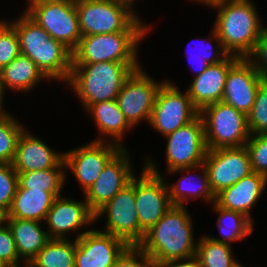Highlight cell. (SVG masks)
Listing matches in <instances>:
<instances>
[{"label":"cell","mask_w":267,"mask_h":267,"mask_svg":"<svg viewBox=\"0 0 267 267\" xmlns=\"http://www.w3.org/2000/svg\"><path fill=\"white\" fill-rule=\"evenodd\" d=\"M55 197L44 190L24 189L19 184L8 211V218L43 222Z\"/></svg>","instance_id":"obj_27"},{"label":"cell","mask_w":267,"mask_h":267,"mask_svg":"<svg viewBox=\"0 0 267 267\" xmlns=\"http://www.w3.org/2000/svg\"><path fill=\"white\" fill-rule=\"evenodd\" d=\"M240 262H241V261H239L234 267H245V266H243Z\"/></svg>","instance_id":"obj_47"},{"label":"cell","mask_w":267,"mask_h":267,"mask_svg":"<svg viewBox=\"0 0 267 267\" xmlns=\"http://www.w3.org/2000/svg\"><path fill=\"white\" fill-rule=\"evenodd\" d=\"M113 267H154L152 259L139 247L129 246Z\"/></svg>","instance_id":"obj_39"},{"label":"cell","mask_w":267,"mask_h":267,"mask_svg":"<svg viewBox=\"0 0 267 267\" xmlns=\"http://www.w3.org/2000/svg\"><path fill=\"white\" fill-rule=\"evenodd\" d=\"M247 123L250 135L267 134V79L260 83Z\"/></svg>","instance_id":"obj_34"},{"label":"cell","mask_w":267,"mask_h":267,"mask_svg":"<svg viewBox=\"0 0 267 267\" xmlns=\"http://www.w3.org/2000/svg\"><path fill=\"white\" fill-rule=\"evenodd\" d=\"M12 165L17 173L66 167L64 152L53 150L38 135L28 131V128L19 136Z\"/></svg>","instance_id":"obj_20"},{"label":"cell","mask_w":267,"mask_h":267,"mask_svg":"<svg viewBox=\"0 0 267 267\" xmlns=\"http://www.w3.org/2000/svg\"><path fill=\"white\" fill-rule=\"evenodd\" d=\"M213 210L218 213L216 224L221 234L220 237L209 236L214 241L229 244L242 241L252 234L254 222L241 212L228 210L213 203Z\"/></svg>","instance_id":"obj_28"},{"label":"cell","mask_w":267,"mask_h":267,"mask_svg":"<svg viewBox=\"0 0 267 267\" xmlns=\"http://www.w3.org/2000/svg\"><path fill=\"white\" fill-rule=\"evenodd\" d=\"M21 54L15 28L3 18L0 20V70Z\"/></svg>","instance_id":"obj_35"},{"label":"cell","mask_w":267,"mask_h":267,"mask_svg":"<svg viewBox=\"0 0 267 267\" xmlns=\"http://www.w3.org/2000/svg\"><path fill=\"white\" fill-rule=\"evenodd\" d=\"M193 219L186 206H172L145 233L138 245L153 261L154 267L170 260L195 257L198 239Z\"/></svg>","instance_id":"obj_1"},{"label":"cell","mask_w":267,"mask_h":267,"mask_svg":"<svg viewBox=\"0 0 267 267\" xmlns=\"http://www.w3.org/2000/svg\"><path fill=\"white\" fill-rule=\"evenodd\" d=\"M85 111L91 115L99 132V137L93 141H110L125 148L123 139L133 127L125 119L116 99L90 105Z\"/></svg>","instance_id":"obj_24"},{"label":"cell","mask_w":267,"mask_h":267,"mask_svg":"<svg viewBox=\"0 0 267 267\" xmlns=\"http://www.w3.org/2000/svg\"><path fill=\"white\" fill-rule=\"evenodd\" d=\"M24 11L51 38L73 52L82 37L75 0H28Z\"/></svg>","instance_id":"obj_9"},{"label":"cell","mask_w":267,"mask_h":267,"mask_svg":"<svg viewBox=\"0 0 267 267\" xmlns=\"http://www.w3.org/2000/svg\"><path fill=\"white\" fill-rule=\"evenodd\" d=\"M203 165L214 195L253 172L245 146L207 150Z\"/></svg>","instance_id":"obj_15"},{"label":"cell","mask_w":267,"mask_h":267,"mask_svg":"<svg viewBox=\"0 0 267 267\" xmlns=\"http://www.w3.org/2000/svg\"><path fill=\"white\" fill-rule=\"evenodd\" d=\"M8 22L15 28L21 54L29 57L49 80L67 83L72 68V52L24 11Z\"/></svg>","instance_id":"obj_3"},{"label":"cell","mask_w":267,"mask_h":267,"mask_svg":"<svg viewBox=\"0 0 267 267\" xmlns=\"http://www.w3.org/2000/svg\"><path fill=\"white\" fill-rule=\"evenodd\" d=\"M129 245L93 228L76 240L75 267H113Z\"/></svg>","instance_id":"obj_18"},{"label":"cell","mask_w":267,"mask_h":267,"mask_svg":"<svg viewBox=\"0 0 267 267\" xmlns=\"http://www.w3.org/2000/svg\"><path fill=\"white\" fill-rule=\"evenodd\" d=\"M253 172L267 177V134H252L245 144Z\"/></svg>","instance_id":"obj_36"},{"label":"cell","mask_w":267,"mask_h":267,"mask_svg":"<svg viewBox=\"0 0 267 267\" xmlns=\"http://www.w3.org/2000/svg\"><path fill=\"white\" fill-rule=\"evenodd\" d=\"M263 80L262 75L247 58H240L229 69L221 101L247 116Z\"/></svg>","instance_id":"obj_19"},{"label":"cell","mask_w":267,"mask_h":267,"mask_svg":"<svg viewBox=\"0 0 267 267\" xmlns=\"http://www.w3.org/2000/svg\"><path fill=\"white\" fill-rule=\"evenodd\" d=\"M146 157L140 176L135 174L136 212L144 234L173 206L164 174L152 158Z\"/></svg>","instance_id":"obj_7"},{"label":"cell","mask_w":267,"mask_h":267,"mask_svg":"<svg viewBox=\"0 0 267 267\" xmlns=\"http://www.w3.org/2000/svg\"><path fill=\"white\" fill-rule=\"evenodd\" d=\"M266 186V177L252 172L237 183L217 193L214 203L219 207L241 212L254 222L251 210L257 201L259 202L263 192L267 189Z\"/></svg>","instance_id":"obj_22"},{"label":"cell","mask_w":267,"mask_h":267,"mask_svg":"<svg viewBox=\"0 0 267 267\" xmlns=\"http://www.w3.org/2000/svg\"><path fill=\"white\" fill-rule=\"evenodd\" d=\"M198 115L199 110L193 105L188 92H182L172 80L167 79L157 93L149 125L165 137Z\"/></svg>","instance_id":"obj_11"},{"label":"cell","mask_w":267,"mask_h":267,"mask_svg":"<svg viewBox=\"0 0 267 267\" xmlns=\"http://www.w3.org/2000/svg\"><path fill=\"white\" fill-rule=\"evenodd\" d=\"M76 240L50 239L29 262V267H75Z\"/></svg>","instance_id":"obj_29"},{"label":"cell","mask_w":267,"mask_h":267,"mask_svg":"<svg viewBox=\"0 0 267 267\" xmlns=\"http://www.w3.org/2000/svg\"><path fill=\"white\" fill-rule=\"evenodd\" d=\"M0 267H8L4 262L0 260Z\"/></svg>","instance_id":"obj_46"},{"label":"cell","mask_w":267,"mask_h":267,"mask_svg":"<svg viewBox=\"0 0 267 267\" xmlns=\"http://www.w3.org/2000/svg\"><path fill=\"white\" fill-rule=\"evenodd\" d=\"M264 79H267V25L263 27L253 52L247 57Z\"/></svg>","instance_id":"obj_40"},{"label":"cell","mask_w":267,"mask_h":267,"mask_svg":"<svg viewBox=\"0 0 267 267\" xmlns=\"http://www.w3.org/2000/svg\"><path fill=\"white\" fill-rule=\"evenodd\" d=\"M207 150L245 146L250 137L247 116L219 101L199 111Z\"/></svg>","instance_id":"obj_8"},{"label":"cell","mask_w":267,"mask_h":267,"mask_svg":"<svg viewBox=\"0 0 267 267\" xmlns=\"http://www.w3.org/2000/svg\"><path fill=\"white\" fill-rule=\"evenodd\" d=\"M210 34L211 36L209 35V38H200V40L198 41L200 46L199 49L197 48L198 51L192 52L190 50L191 53L190 51L186 53L188 61L190 60L191 62L189 65L191 66V69H193V72L196 74L195 76L200 75L210 64L219 63L229 55L222 47L221 40L218 38V35L215 32L214 28L210 30ZM197 49L195 48V50ZM194 65H197L198 68H193Z\"/></svg>","instance_id":"obj_32"},{"label":"cell","mask_w":267,"mask_h":267,"mask_svg":"<svg viewBox=\"0 0 267 267\" xmlns=\"http://www.w3.org/2000/svg\"><path fill=\"white\" fill-rule=\"evenodd\" d=\"M40 81L48 82L49 79L29 57L22 54L0 70V82L4 91L10 89L15 94H28L35 90Z\"/></svg>","instance_id":"obj_26"},{"label":"cell","mask_w":267,"mask_h":267,"mask_svg":"<svg viewBox=\"0 0 267 267\" xmlns=\"http://www.w3.org/2000/svg\"><path fill=\"white\" fill-rule=\"evenodd\" d=\"M82 36L119 31H151L126 3L118 0H75Z\"/></svg>","instance_id":"obj_5"},{"label":"cell","mask_w":267,"mask_h":267,"mask_svg":"<svg viewBox=\"0 0 267 267\" xmlns=\"http://www.w3.org/2000/svg\"><path fill=\"white\" fill-rule=\"evenodd\" d=\"M25 128L11 113L0 117V163L12 164L19 136Z\"/></svg>","instance_id":"obj_33"},{"label":"cell","mask_w":267,"mask_h":267,"mask_svg":"<svg viewBox=\"0 0 267 267\" xmlns=\"http://www.w3.org/2000/svg\"><path fill=\"white\" fill-rule=\"evenodd\" d=\"M232 249L231 245L214 241L206 234L199 236L195 251L198 267H234L238 260Z\"/></svg>","instance_id":"obj_31"},{"label":"cell","mask_w":267,"mask_h":267,"mask_svg":"<svg viewBox=\"0 0 267 267\" xmlns=\"http://www.w3.org/2000/svg\"><path fill=\"white\" fill-rule=\"evenodd\" d=\"M196 169H200L197 171L201 172L198 175H192L191 173H195ZM168 173L170 175L176 173L183 174L174 184L171 185L167 182L169 197L174 206H186V202L201 197L202 201L208 204L215 202V195L210 188L208 174L203 164L195 167L175 169ZM195 178H197V181L194 180Z\"/></svg>","instance_id":"obj_23"},{"label":"cell","mask_w":267,"mask_h":267,"mask_svg":"<svg viewBox=\"0 0 267 267\" xmlns=\"http://www.w3.org/2000/svg\"><path fill=\"white\" fill-rule=\"evenodd\" d=\"M0 260L8 267L22 266L19 259L15 241L8 225L0 228Z\"/></svg>","instance_id":"obj_38"},{"label":"cell","mask_w":267,"mask_h":267,"mask_svg":"<svg viewBox=\"0 0 267 267\" xmlns=\"http://www.w3.org/2000/svg\"><path fill=\"white\" fill-rule=\"evenodd\" d=\"M66 167L18 173V184L24 189L44 190L55 198L61 196L66 180Z\"/></svg>","instance_id":"obj_30"},{"label":"cell","mask_w":267,"mask_h":267,"mask_svg":"<svg viewBox=\"0 0 267 267\" xmlns=\"http://www.w3.org/2000/svg\"><path fill=\"white\" fill-rule=\"evenodd\" d=\"M19 267H29L28 264H23L22 266H19Z\"/></svg>","instance_id":"obj_48"},{"label":"cell","mask_w":267,"mask_h":267,"mask_svg":"<svg viewBox=\"0 0 267 267\" xmlns=\"http://www.w3.org/2000/svg\"><path fill=\"white\" fill-rule=\"evenodd\" d=\"M122 149L113 142L91 141L64 151L66 169L72 172L83 194L98 179L107 163Z\"/></svg>","instance_id":"obj_14"},{"label":"cell","mask_w":267,"mask_h":267,"mask_svg":"<svg viewBox=\"0 0 267 267\" xmlns=\"http://www.w3.org/2000/svg\"><path fill=\"white\" fill-rule=\"evenodd\" d=\"M18 187V173L13 165L0 163V207L10 210Z\"/></svg>","instance_id":"obj_37"},{"label":"cell","mask_w":267,"mask_h":267,"mask_svg":"<svg viewBox=\"0 0 267 267\" xmlns=\"http://www.w3.org/2000/svg\"><path fill=\"white\" fill-rule=\"evenodd\" d=\"M150 31H119L82 36L72 52V64L123 62L141 64L140 43ZM139 50V51H138Z\"/></svg>","instance_id":"obj_6"},{"label":"cell","mask_w":267,"mask_h":267,"mask_svg":"<svg viewBox=\"0 0 267 267\" xmlns=\"http://www.w3.org/2000/svg\"><path fill=\"white\" fill-rule=\"evenodd\" d=\"M4 94H7V93H5L3 86L1 85V82H0V117L6 116L7 114H9L8 111L5 110L4 108L5 106L4 105V102H5Z\"/></svg>","instance_id":"obj_42"},{"label":"cell","mask_w":267,"mask_h":267,"mask_svg":"<svg viewBox=\"0 0 267 267\" xmlns=\"http://www.w3.org/2000/svg\"><path fill=\"white\" fill-rule=\"evenodd\" d=\"M120 2L126 3L127 5H129L133 10H135L134 7L136 5V0H118ZM135 3V4H134Z\"/></svg>","instance_id":"obj_45"},{"label":"cell","mask_w":267,"mask_h":267,"mask_svg":"<svg viewBox=\"0 0 267 267\" xmlns=\"http://www.w3.org/2000/svg\"><path fill=\"white\" fill-rule=\"evenodd\" d=\"M7 221H8V211L5 208L0 207V228L6 226Z\"/></svg>","instance_id":"obj_43"},{"label":"cell","mask_w":267,"mask_h":267,"mask_svg":"<svg viewBox=\"0 0 267 267\" xmlns=\"http://www.w3.org/2000/svg\"><path fill=\"white\" fill-rule=\"evenodd\" d=\"M239 59L238 56L228 55L221 62L210 64L200 75L194 76L186 91L199 111L207 105L222 100L229 69Z\"/></svg>","instance_id":"obj_21"},{"label":"cell","mask_w":267,"mask_h":267,"mask_svg":"<svg viewBox=\"0 0 267 267\" xmlns=\"http://www.w3.org/2000/svg\"><path fill=\"white\" fill-rule=\"evenodd\" d=\"M144 70L143 66L134 70L116 98L125 119L133 128L143 121L149 123L157 93L167 80L156 81Z\"/></svg>","instance_id":"obj_12"},{"label":"cell","mask_w":267,"mask_h":267,"mask_svg":"<svg viewBox=\"0 0 267 267\" xmlns=\"http://www.w3.org/2000/svg\"><path fill=\"white\" fill-rule=\"evenodd\" d=\"M216 9L213 28L229 55L247 58L254 50L263 27L252 0H224L210 6Z\"/></svg>","instance_id":"obj_2"},{"label":"cell","mask_w":267,"mask_h":267,"mask_svg":"<svg viewBox=\"0 0 267 267\" xmlns=\"http://www.w3.org/2000/svg\"><path fill=\"white\" fill-rule=\"evenodd\" d=\"M128 148H122L104 167L98 179L83 194L89 208L96 213L135 175Z\"/></svg>","instance_id":"obj_17"},{"label":"cell","mask_w":267,"mask_h":267,"mask_svg":"<svg viewBox=\"0 0 267 267\" xmlns=\"http://www.w3.org/2000/svg\"><path fill=\"white\" fill-rule=\"evenodd\" d=\"M104 216L106 223L101 231L120 238L129 246H138L142 242L145 234L140 229L136 212L135 175L128 185L95 213V222Z\"/></svg>","instance_id":"obj_10"},{"label":"cell","mask_w":267,"mask_h":267,"mask_svg":"<svg viewBox=\"0 0 267 267\" xmlns=\"http://www.w3.org/2000/svg\"><path fill=\"white\" fill-rule=\"evenodd\" d=\"M141 66L109 61L72 64L66 86L74 90L86 110L90 105L115 100L126 79Z\"/></svg>","instance_id":"obj_4"},{"label":"cell","mask_w":267,"mask_h":267,"mask_svg":"<svg viewBox=\"0 0 267 267\" xmlns=\"http://www.w3.org/2000/svg\"><path fill=\"white\" fill-rule=\"evenodd\" d=\"M83 199L78 201L63 195L54 199L44 221L50 239H68V234L76 231L75 240H78L89 231H79L81 227L95 223V213Z\"/></svg>","instance_id":"obj_16"},{"label":"cell","mask_w":267,"mask_h":267,"mask_svg":"<svg viewBox=\"0 0 267 267\" xmlns=\"http://www.w3.org/2000/svg\"><path fill=\"white\" fill-rule=\"evenodd\" d=\"M42 224L34 220L8 218L7 225L12 232L19 259L24 264H29L50 240Z\"/></svg>","instance_id":"obj_25"},{"label":"cell","mask_w":267,"mask_h":267,"mask_svg":"<svg viewBox=\"0 0 267 267\" xmlns=\"http://www.w3.org/2000/svg\"><path fill=\"white\" fill-rule=\"evenodd\" d=\"M192 2H198L199 4L205 5V6H212L216 3H219L220 1H224V0H190Z\"/></svg>","instance_id":"obj_44"},{"label":"cell","mask_w":267,"mask_h":267,"mask_svg":"<svg viewBox=\"0 0 267 267\" xmlns=\"http://www.w3.org/2000/svg\"><path fill=\"white\" fill-rule=\"evenodd\" d=\"M156 267H198V264L195 257H190L187 259L166 261Z\"/></svg>","instance_id":"obj_41"},{"label":"cell","mask_w":267,"mask_h":267,"mask_svg":"<svg viewBox=\"0 0 267 267\" xmlns=\"http://www.w3.org/2000/svg\"><path fill=\"white\" fill-rule=\"evenodd\" d=\"M166 173L175 169L203 164L207 147L204 124L200 115L186 125L165 136Z\"/></svg>","instance_id":"obj_13"}]
</instances>
